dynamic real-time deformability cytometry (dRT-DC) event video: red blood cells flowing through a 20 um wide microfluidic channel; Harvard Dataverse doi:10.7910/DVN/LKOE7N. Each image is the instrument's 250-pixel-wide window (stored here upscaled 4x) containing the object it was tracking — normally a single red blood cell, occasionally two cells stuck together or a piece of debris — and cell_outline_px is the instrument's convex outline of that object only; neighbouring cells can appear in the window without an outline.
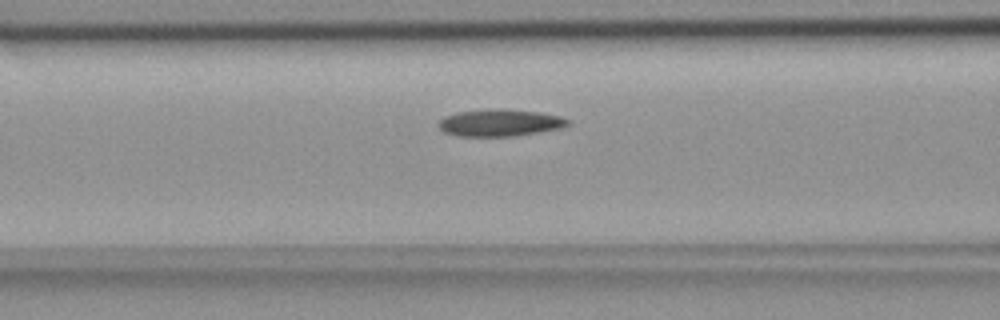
{"species": "common noctule bat (a hibernating species)", "species_latin": "Nyctalus noctula", "temperature_condition": "room temperature", "stored_images_in_passage": 35, "camera_frame_rate_fps": 3000, "um_per_image_px": 0.085, "animal": {"sex": "female", "body_mass_g": 18.4}, "frame": {"image": 1, "passage_image": 7, "time_ms": 2.0, "image_size_px": [1000, 320], "cell_outline_px": [[572, 120], [564, 128], [516, 136], [456, 136], [444, 132], [436, 124], [444, 116], [456, 112], [492, 108], [540, 112], [560, 116]], "centroid_in_image_um": [42.5, 10.44], "position_along_channel_um": 124.1, "area_um2": 20.63}}
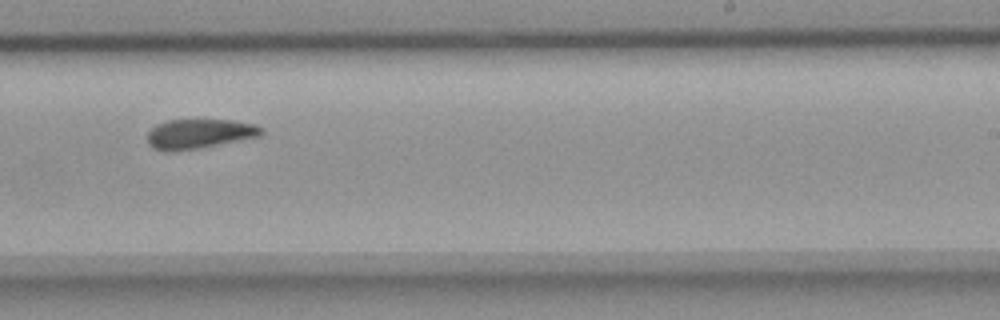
{"frame": {"image": 2, "passage_image": 19, "time_ms": 6.0, "image_size_px": [1000, 320], "cell_outline_px": [[264, 132], [260, 136], [200, 148], [168, 152], [164, 152], [152, 148], [148, 144], [148, 132], [156, 124], [168, 120], [232, 120], [256, 124], [264, 128]], "centroid_in_image_um": [16.94, 11.38], "position_along_channel_um": 272.1, "area_um2": 19.83}}
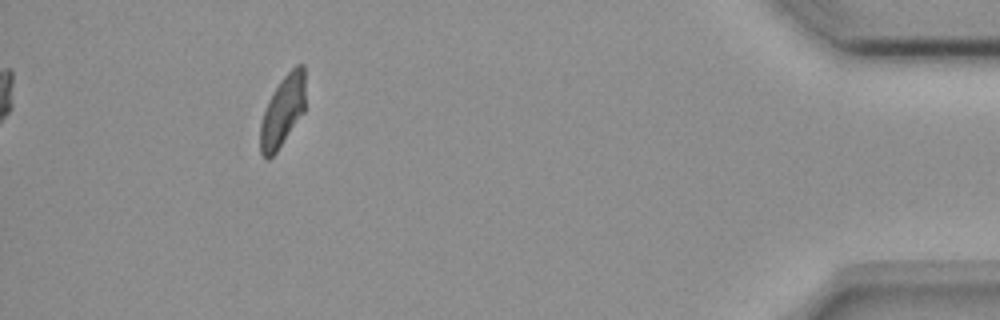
{"frame": {"image": 3, "passage_image": 35, "time_ms": 11.333, "image_size_px": [1000, 320], "cell_outline_px": [[304, 112], [276, 152], [268, 160], [264, 160], [260, 152], [260, 124], [268, 100], [272, 92], [280, 80], [296, 64], [304, 64]], "centroid_in_image_um": [24.0, 9.46], "position_along_channel_um": 411.2, "area_um2": 18.61}, "authors_computed_cell_mechanics": {"area_um2": 19.9988, "velocity_mm_per_s": 3.7163, "shape_relaxation_time_tau1_ms": 10.4059, "shape_relaxation_time_tau2_ms": 4.2163, "deformation_change_tau1": 0.2008, "deformation_change_tau2": 0.1148}}